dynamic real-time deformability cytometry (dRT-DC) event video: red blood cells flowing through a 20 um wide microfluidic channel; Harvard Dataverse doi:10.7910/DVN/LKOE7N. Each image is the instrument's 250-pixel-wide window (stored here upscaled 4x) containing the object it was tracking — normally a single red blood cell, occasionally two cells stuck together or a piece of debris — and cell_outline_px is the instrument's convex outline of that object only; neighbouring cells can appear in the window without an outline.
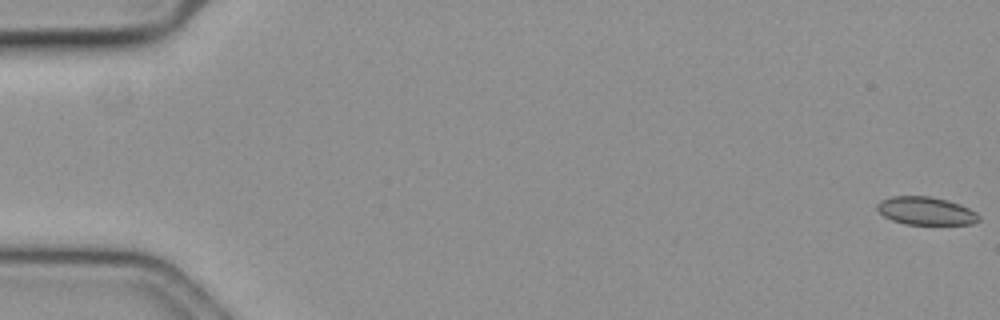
{"species": "common noctule bat (a hibernating species)", "species_latin": "Nyctalus noctula", "temperature_condition": "cold", "stored_images_in_passage": 60, "camera_frame_rate_fps": 3000, "um_per_image_px": 0.085, "animal": {"sex": "female", "body_mass_g": 19.3, "forearm_length_mm": 54.1}, "frame": {"image": 1, "passage_image": 1, "time_ms": 0.0, "image_size_px": [1000, 320], "cell_outline_px": [[980, 220], [972, 224], [904, 224], [892, 220], [884, 216], [876, 208], [876, 204], [880, 200], [892, 196], [928, 196], [960, 204], [976, 212], [980, 216]], "centroid_in_image_um": [78.68, 17.93], "position_along_channel_um": 6.3, "area_um2": 16.53}}
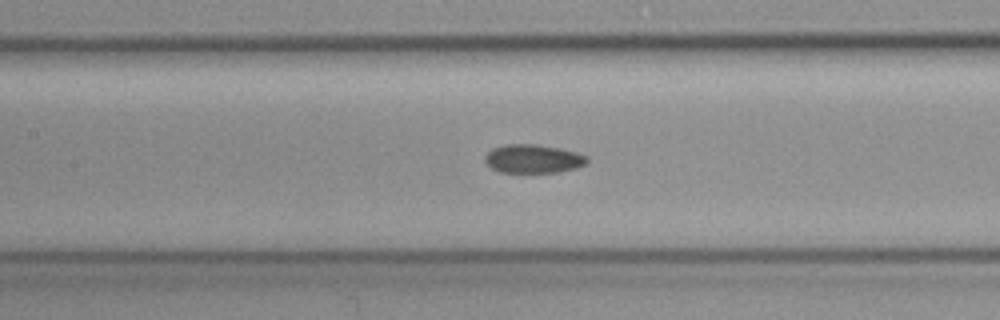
{"frame": {"image": 2, "passage_image": 28, "time_ms": 9.0, "image_size_px": [1000, 320], "cell_outline_px": [[588, 160], [584, 164], [576, 168], [560, 172], [500, 172], [492, 168], [484, 160], [484, 156], [492, 148], [504, 144], [536, 144], [560, 148], [576, 152], [588, 156]], "centroid_in_image_um": [45.31, 13.49], "position_along_channel_um": 162.1, "area_um2": 17.05}}
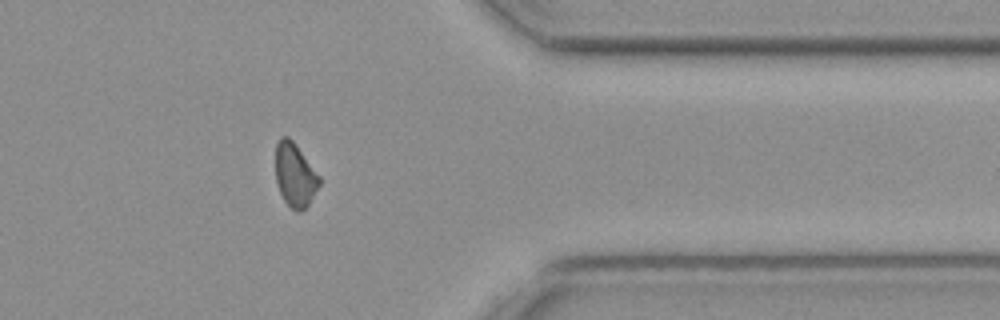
{"frame": {"image": 3, "passage_image": 48, "time_ms": 15.667, "image_size_px": [1000, 320], "cell_outline_px": [[320, 184], [308, 204], [300, 212], [296, 212], [284, 200], [280, 192], [276, 180], [276, 144], [280, 136], [288, 136], [292, 140], [320, 176]], "centroid_in_image_um": [25.06, 14.86], "position_along_channel_um": 386.3, "area_um2": 16.01}, "authors_computed_cell_mechanics": {"area_um2": 16.9932, "velocity_mm_per_s": 3.5995, "shape_relaxation_time_tau1_ms": 5.2508, "shape_relaxation_time_tau2_ms": null, "deformation_change_tau1": 0.0527, "deformation_change_tau2": null}}